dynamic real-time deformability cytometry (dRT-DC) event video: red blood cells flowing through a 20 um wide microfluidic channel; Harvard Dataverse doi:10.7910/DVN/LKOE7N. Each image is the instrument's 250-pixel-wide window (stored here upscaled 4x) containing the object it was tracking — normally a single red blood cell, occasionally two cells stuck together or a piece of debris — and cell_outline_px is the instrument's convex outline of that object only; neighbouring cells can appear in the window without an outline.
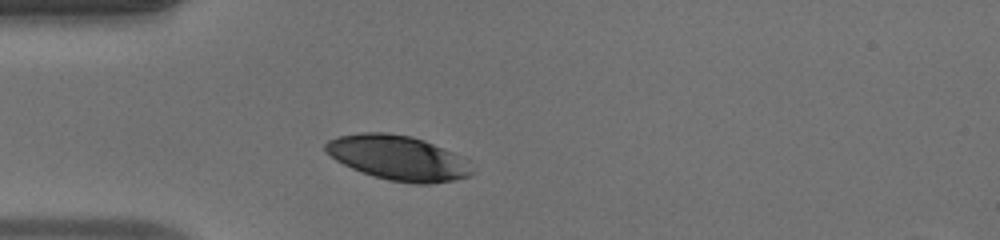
{"species": "human", "species_latin": "Homo sapiens", "temperature_condition": "warm", "stored_images_in_passage": 14, "camera_frame_rate_fps": 3000, "um_per_image_px": 0.085, "donor": {"sex": "male"}, "frame": {"image": 1, "passage_image": 1, "time_ms": 0.0, "image_size_px": [1000, 240], "cell_outline_px": [[472, 172], [468, 176], [452, 180], [428, 184], [420, 184], [392, 180], [376, 176], [352, 168], [336, 160], [324, 148], [324, 144], [328, 140], [340, 136], [360, 132], [384, 132], [412, 136], [424, 140], [452, 152]], "centroid_in_image_um": [33.74, 13.39], "position_along_channel_um": 51.3, "area_um2": 36.99}}
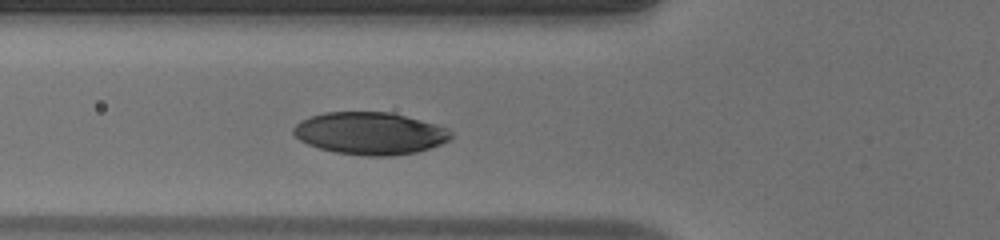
{"frame": {"image": 2, "passage_image": 5, "time_ms": 1.333, "image_size_px": [1000, 240], "cell_outline_px": [[452, 136], [448, 140], [440, 144], [416, 152], [392, 156], [364, 156], [336, 152], [320, 148], [308, 144], [300, 140], [292, 132], [292, 128], [300, 120], [324, 112], [388, 112], [420, 120], [448, 128], [452, 132]], "centroid_in_image_um": [31.43, 11.33], "position_along_channel_um": 94.4, "area_um2": 38.61}}